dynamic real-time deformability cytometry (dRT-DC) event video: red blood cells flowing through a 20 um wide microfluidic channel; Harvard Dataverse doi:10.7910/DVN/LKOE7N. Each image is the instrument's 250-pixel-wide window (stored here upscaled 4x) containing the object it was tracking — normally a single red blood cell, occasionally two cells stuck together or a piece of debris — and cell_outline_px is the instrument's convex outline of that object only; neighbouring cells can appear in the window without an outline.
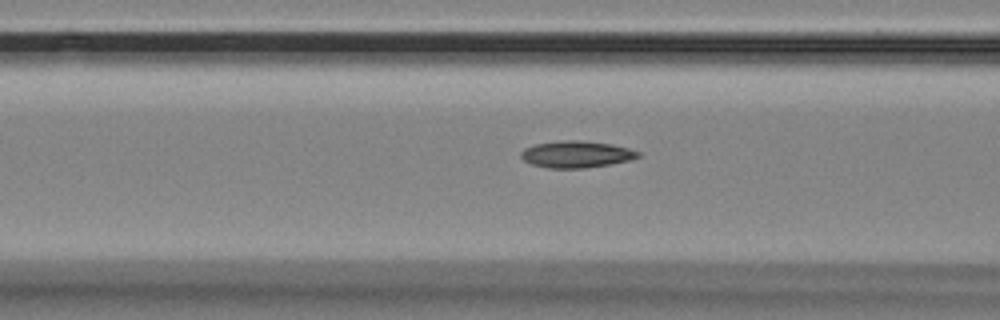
{"species": "Egyptian fruit bat (a non-hibernating species)", "species_latin": "Rousettus aegyptiacus", "temperature_condition": "room temperature", "stored_images_in_passage": 37, "camera_frame_rate_fps": 3000, "um_per_image_px": 0.085, "animal": {"sex": "female"}, "frame": {"image": 1, "passage_image": 11, "time_ms": 3.333, "image_size_px": [1000, 320], "cell_outline_px": [[632, 156], [620, 160], [600, 164], [544, 164], [536, 160], [536, 148], [548, 144], [596, 144], [620, 148], [632, 152]], "centroid_in_image_um": [49.29, 13.1], "position_along_channel_um": 117.3, "area_um2": 11.91}}
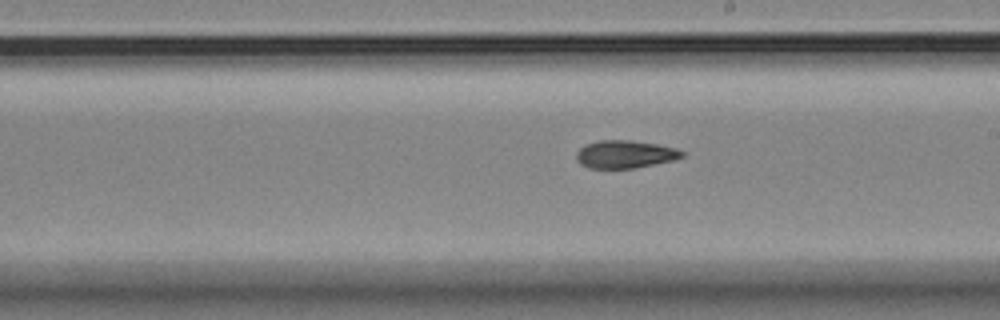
{"frame": {"image": 2, "passage_image": 21, "time_ms": 6.667, "image_size_px": [1000, 320], "cell_outline_px": [[676, 156], [644, 164], [620, 168], [608, 168], [592, 164], [584, 160], [584, 152], [588, 148], [596, 144], [640, 144], [664, 148], [676, 152]], "centroid_in_image_um": [53.14, 13.17], "position_along_channel_um": 235.9, "area_um2": 12.02}}
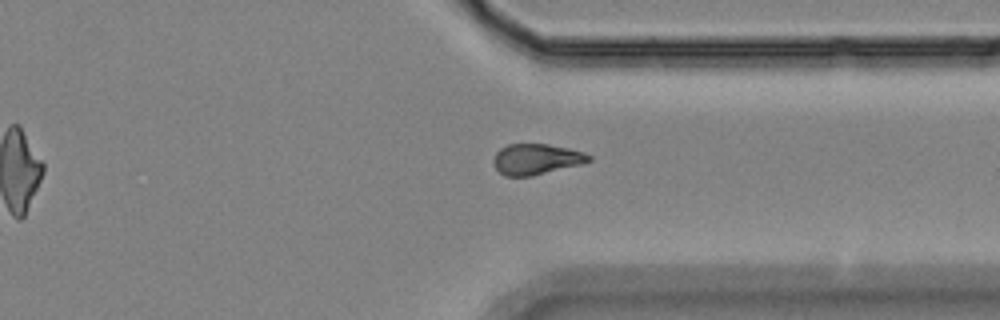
{"frame": {"image": 3, "passage_image": 32, "time_ms": 10.333, "image_size_px": [1000, 320], "cell_outline_px": [[588, 160], [536, 172], [516, 176], [504, 172], [500, 168], [520, 144], [536, 144], [576, 152], [588, 156]], "centroid_in_image_um": [45.83, 13.54], "position_along_channel_um": 365.6, "area_um2": 12.2}}